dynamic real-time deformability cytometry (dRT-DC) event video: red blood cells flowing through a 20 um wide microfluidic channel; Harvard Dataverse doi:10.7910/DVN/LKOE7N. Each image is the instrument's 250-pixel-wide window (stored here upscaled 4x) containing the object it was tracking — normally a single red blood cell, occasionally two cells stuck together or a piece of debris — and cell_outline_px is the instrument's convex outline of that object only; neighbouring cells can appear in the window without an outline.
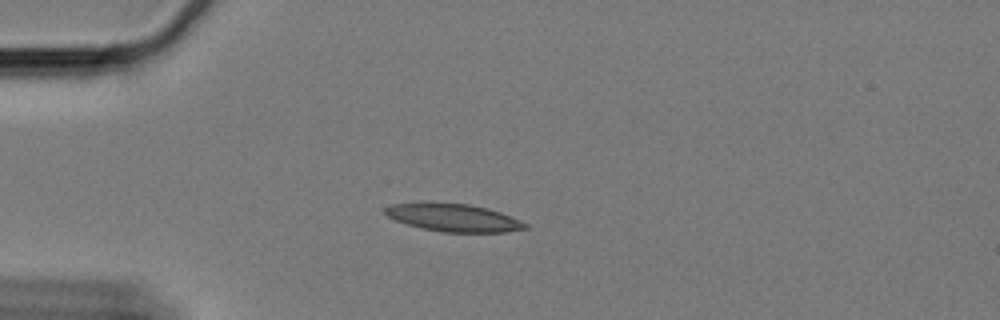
{"species": "Egyptian fruit bat (a non-hibernating species)", "species_latin": "Rousettus aegyptiacus", "temperature_condition": "cold", "stored_images_in_passage": 5, "camera_frame_rate_fps": 3000, "um_per_image_px": 0.085, "animal": {"sex": "female"}, "frame": {"image": 1, "passage_image": 1, "time_ms": 0.0, "image_size_px": [1000, 320], "cell_outline_px": [[528, 228], [504, 232], [440, 232], [420, 228], [396, 220], [388, 216], [384, 212], [384, 208], [392, 204], [468, 204], [488, 208], [500, 212], [520, 220], [528, 224]], "centroid_in_image_um": [38.6, 18.53], "position_along_channel_um": 46.4, "area_um2": 22.08}}